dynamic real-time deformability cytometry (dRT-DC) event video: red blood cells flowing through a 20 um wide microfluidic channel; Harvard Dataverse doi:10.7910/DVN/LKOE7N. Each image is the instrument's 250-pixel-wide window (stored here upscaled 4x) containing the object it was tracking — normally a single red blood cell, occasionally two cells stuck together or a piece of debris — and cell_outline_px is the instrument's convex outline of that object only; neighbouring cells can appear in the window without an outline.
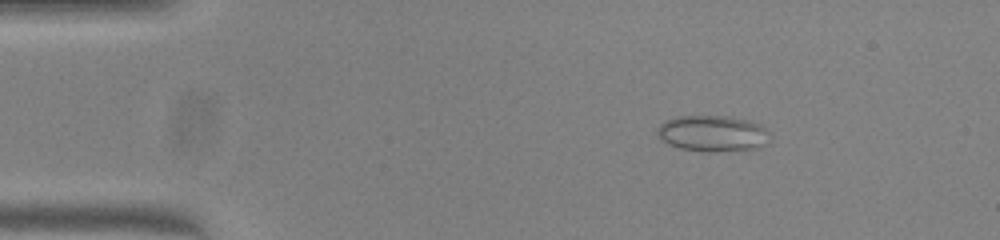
{"species": "common noctule bat (a hibernating species)", "species_latin": "Nyctalus noctula", "temperature_condition": "warm", "stored_images_in_passage": 50, "camera_frame_rate_fps": 3000, "um_per_image_px": 0.085, "animal": {"sex": "female", "body_mass_g": 23.0, "forearm_length_mm": 53.4}, "frame": {"image": 1, "passage_image": 7, "time_ms": 2.0, "image_size_px": [1000, 240], "cell_outline_px": [[772, 136], [768, 144], [760, 148], [716, 152], [704, 152], [680, 148], [668, 144], [656, 132], [660, 124], [664, 120], [676, 116], [732, 116], [752, 120], [760, 124], [772, 132]], "centroid_in_image_um": [60.67, 11.34], "position_along_channel_um": 24.3, "area_um2": 24.39}}
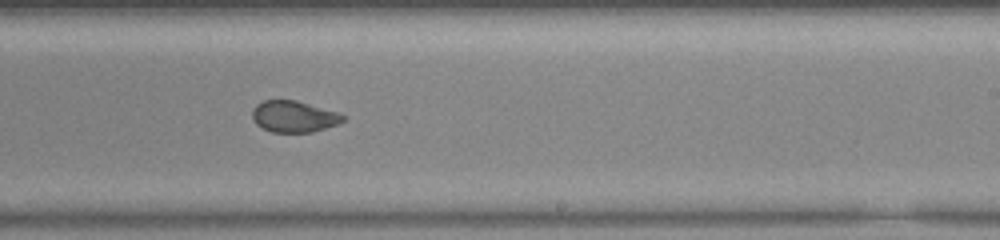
{"frame": {"image": 2, "passage_image": 30, "time_ms": 9.667, "image_size_px": [1000, 240], "cell_outline_px": [[344, 120], [336, 124], [312, 132], [272, 132], [256, 124], [252, 120], [252, 108], [256, 104], [264, 100], [296, 100], [340, 112], [344, 116]], "centroid_in_image_um": [24.96, 9.89], "position_along_channel_um": 264.0, "area_um2": 16.65}}
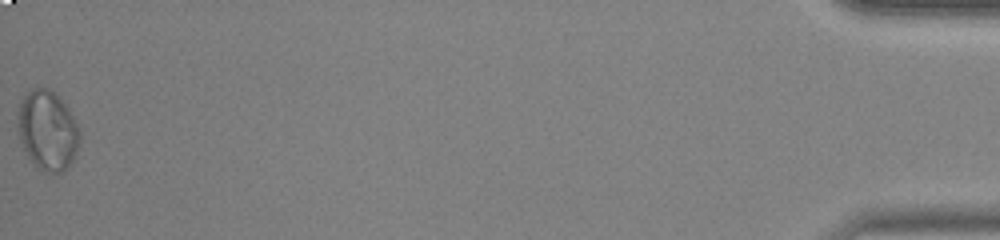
{"frame": {"image": 3, "passage_image": 50, "time_ms": 16.333, "image_size_px": [1000, 240], "cell_outline_px": [[80, 140], [76, 152], [72, 160], [60, 172], [48, 172], [40, 168], [24, 152], [16, 128], [20, 104], [24, 96], [32, 88], [48, 88], [68, 108], [76, 124], [80, 136]], "centroid_in_image_um": [4.01, 11.07], "position_along_channel_um": 431.2, "area_um2": 28.09}, "authors_computed_cell_mechanics": {"area_um2": 19.6231, "velocity_mm_per_s": 4.0401, "shape_relaxation_time_tau1_ms": null, "shape_relaxation_time_tau2_ms": 0.6662, "deformation_change_tau1": null, "deformation_change_tau2": 0.0483}}